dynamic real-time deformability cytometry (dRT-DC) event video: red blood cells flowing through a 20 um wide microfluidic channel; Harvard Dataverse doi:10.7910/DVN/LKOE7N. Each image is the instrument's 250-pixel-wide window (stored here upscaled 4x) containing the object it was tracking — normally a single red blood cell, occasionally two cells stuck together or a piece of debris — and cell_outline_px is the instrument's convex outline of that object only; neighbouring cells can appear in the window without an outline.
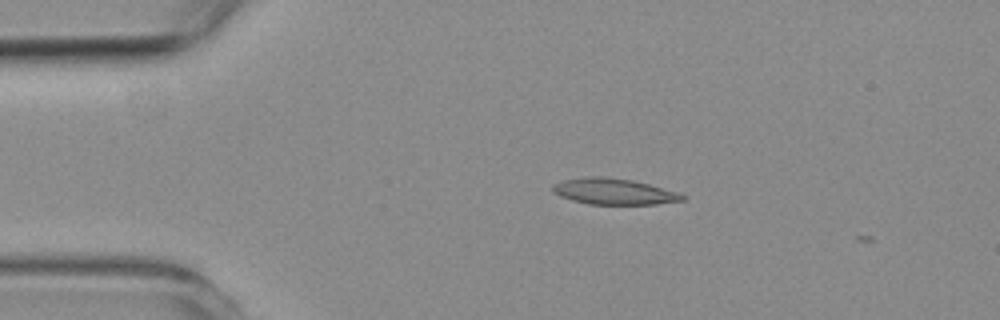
{"species": "common noctule bat (a hibernating species)", "species_latin": "Nyctalus noctula", "temperature_condition": "room temperature", "stored_images_in_passage": 3, "camera_frame_rate_fps": 3000, "um_per_image_px": 0.085, "animal": {"sex": "female", "body_mass_g": 19.3, "forearm_length_mm": 54.1}, "frame": {"image": 1, "passage_image": 1, "time_ms": 0.0, "image_size_px": [1000, 320], "cell_outline_px": [[684, 200], [656, 204], [588, 204], [572, 200], [560, 196], [552, 192], [552, 184], [564, 180], [592, 176], [604, 176], [632, 180], [648, 184], [676, 192], [684, 196]], "centroid_in_image_um": [52.12, 16.27], "position_along_channel_um": 32.9, "area_um2": 19.48}}